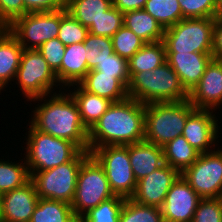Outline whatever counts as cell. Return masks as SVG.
I'll return each instance as SVG.
<instances>
[{
	"instance_id": "1",
	"label": "cell",
	"mask_w": 222,
	"mask_h": 222,
	"mask_svg": "<svg viewBox=\"0 0 222 222\" xmlns=\"http://www.w3.org/2000/svg\"><path fill=\"white\" fill-rule=\"evenodd\" d=\"M145 104L127 98L114 102L88 131L89 152L107 145H128L144 141Z\"/></svg>"
},
{
	"instance_id": "2",
	"label": "cell",
	"mask_w": 222,
	"mask_h": 222,
	"mask_svg": "<svg viewBox=\"0 0 222 222\" xmlns=\"http://www.w3.org/2000/svg\"><path fill=\"white\" fill-rule=\"evenodd\" d=\"M47 97L29 100H44L32 111L30 125L38 131L74 143L81 151L89 152L88 130L81 121L79 108L70 93L55 92L50 99H45Z\"/></svg>"
},
{
	"instance_id": "3",
	"label": "cell",
	"mask_w": 222,
	"mask_h": 222,
	"mask_svg": "<svg viewBox=\"0 0 222 222\" xmlns=\"http://www.w3.org/2000/svg\"><path fill=\"white\" fill-rule=\"evenodd\" d=\"M129 75L128 96L143 104L189 99V93L182 86L179 76L167 62L153 71L129 73Z\"/></svg>"
},
{
	"instance_id": "4",
	"label": "cell",
	"mask_w": 222,
	"mask_h": 222,
	"mask_svg": "<svg viewBox=\"0 0 222 222\" xmlns=\"http://www.w3.org/2000/svg\"><path fill=\"white\" fill-rule=\"evenodd\" d=\"M195 109L189 99L145 104L144 141L159 147L165 146L182 134L187 117Z\"/></svg>"
},
{
	"instance_id": "5",
	"label": "cell",
	"mask_w": 222,
	"mask_h": 222,
	"mask_svg": "<svg viewBox=\"0 0 222 222\" xmlns=\"http://www.w3.org/2000/svg\"><path fill=\"white\" fill-rule=\"evenodd\" d=\"M26 159L29 174L70 162L81 150L72 142L56 138L29 126Z\"/></svg>"
},
{
	"instance_id": "6",
	"label": "cell",
	"mask_w": 222,
	"mask_h": 222,
	"mask_svg": "<svg viewBox=\"0 0 222 222\" xmlns=\"http://www.w3.org/2000/svg\"><path fill=\"white\" fill-rule=\"evenodd\" d=\"M90 155L80 151L70 162L30 175L39 198L72 203L77 183V175L82 162Z\"/></svg>"
},
{
	"instance_id": "7",
	"label": "cell",
	"mask_w": 222,
	"mask_h": 222,
	"mask_svg": "<svg viewBox=\"0 0 222 222\" xmlns=\"http://www.w3.org/2000/svg\"><path fill=\"white\" fill-rule=\"evenodd\" d=\"M217 18H184L165 29L166 53H211Z\"/></svg>"
},
{
	"instance_id": "8",
	"label": "cell",
	"mask_w": 222,
	"mask_h": 222,
	"mask_svg": "<svg viewBox=\"0 0 222 222\" xmlns=\"http://www.w3.org/2000/svg\"><path fill=\"white\" fill-rule=\"evenodd\" d=\"M114 196L104 169L90 154L82 162L77 175L75 196L71 203L74 215L80 219L90 209Z\"/></svg>"
},
{
	"instance_id": "9",
	"label": "cell",
	"mask_w": 222,
	"mask_h": 222,
	"mask_svg": "<svg viewBox=\"0 0 222 222\" xmlns=\"http://www.w3.org/2000/svg\"><path fill=\"white\" fill-rule=\"evenodd\" d=\"M65 7L54 11L28 12L15 19L8 31L23 49H38L44 42L57 38Z\"/></svg>"
},
{
	"instance_id": "10",
	"label": "cell",
	"mask_w": 222,
	"mask_h": 222,
	"mask_svg": "<svg viewBox=\"0 0 222 222\" xmlns=\"http://www.w3.org/2000/svg\"><path fill=\"white\" fill-rule=\"evenodd\" d=\"M90 154L104 169L115 196L130 199L136 189L128 154V145H107L93 149Z\"/></svg>"
},
{
	"instance_id": "11",
	"label": "cell",
	"mask_w": 222,
	"mask_h": 222,
	"mask_svg": "<svg viewBox=\"0 0 222 222\" xmlns=\"http://www.w3.org/2000/svg\"><path fill=\"white\" fill-rule=\"evenodd\" d=\"M15 80L28 101L51 95L53 87H57L56 84L59 83L55 73L37 49H23Z\"/></svg>"
},
{
	"instance_id": "12",
	"label": "cell",
	"mask_w": 222,
	"mask_h": 222,
	"mask_svg": "<svg viewBox=\"0 0 222 222\" xmlns=\"http://www.w3.org/2000/svg\"><path fill=\"white\" fill-rule=\"evenodd\" d=\"M217 149L199 154L181 174L202 199L222 197V148Z\"/></svg>"
},
{
	"instance_id": "13",
	"label": "cell",
	"mask_w": 222,
	"mask_h": 222,
	"mask_svg": "<svg viewBox=\"0 0 222 222\" xmlns=\"http://www.w3.org/2000/svg\"><path fill=\"white\" fill-rule=\"evenodd\" d=\"M202 198L180 175L166 194L161 212L164 222H192L198 202Z\"/></svg>"
},
{
	"instance_id": "14",
	"label": "cell",
	"mask_w": 222,
	"mask_h": 222,
	"mask_svg": "<svg viewBox=\"0 0 222 222\" xmlns=\"http://www.w3.org/2000/svg\"><path fill=\"white\" fill-rule=\"evenodd\" d=\"M180 175L176 169L164 164L137 181L135 192L130 199L140 204L161 208L166 194Z\"/></svg>"
},
{
	"instance_id": "15",
	"label": "cell",
	"mask_w": 222,
	"mask_h": 222,
	"mask_svg": "<svg viewBox=\"0 0 222 222\" xmlns=\"http://www.w3.org/2000/svg\"><path fill=\"white\" fill-rule=\"evenodd\" d=\"M213 110L195 109L186 120L182 136L200 154L212 151L216 140L220 137L218 119ZM213 145V146H212Z\"/></svg>"
},
{
	"instance_id": "16",
	"label": "cell",
	"mask_w": 222,
	"mask_h": 222,
	"mask_svg": "<svg viewBox=\"0 0 222 222\" xmlns=\"http://www.w3.org/2000/svg\"><path fill=\"white\" fill-rule=\"evenodd\" d=\"M39 201L31 180L0 196V222H30Z\"/></svg>"
},
{
	"instance_id": "17",
	"label": "cell",
	"mask_w": 222,
	"mask_h": 222,
	"mask_svg": "<svg viewBox=\"0 0 222 222\" xmlns=\"http://www.w3.org/2000/svg\"><path fill=\"white\" fill-rule=\"evenodd\" d=\"M189 101L196 109L221 108L219 106L222 104V61H210L199 83L189 93Z\"/></svg>"
},
{
	"instance_id": "18",
	"label": "cell",
	"mask_w": 222,
	"mask_h": 222,
	"mask_svg": "<svg viewBox=\"0 0 222 222\" xmlns=\"http://www.w3.org/2000/svg\"><path fill=\"white\" fill-rule=\"evenodd\" d=\"M212 59V53H166V62L179 76L188 93L199 83Z\"/></svg>"
},
{
	"instance_id": "19",
	"label": "cell",
	"mask_w": 222,
	"mask_h": 222,
	"mask_svg": "<svg viewBox=\"0 0 222 222\" xmlns=\"http://www.w3.org/2000/svg\"><path fill=\"white\" fill-rule=\"evenodd\" d=\"M128 154L137 181L165 164L163 148L146 141L128 144Z\"/></svg>"
},
{
	"instance_id": "20",
	"label": "cell",
	"mask_w": 222,
	"mask_h": 222,
	"mask_svg": "<svg viewBox=\"0 0 222 222\" xmlns=\"http://www.w3.org/2000/svg\"><path fill=\"white\" fill-rule=\"evenodd\" d=\"M86 50L84 42L66 46L61 68L55 73L60 85L65 86L78 84L88 73Z\"/></svg>"
},
{
	"instance_id": "21",
	"label": "cell",
	"mask_w": 222,
	"mask_h": 222,
	"mask_svg": "<svg viewBox=\"0 0 222 222\" xmlns=\"http://www.w3.org/2000/svg\"><path fill=\"white\" fill-rule=\"evenodd\" d=\"M85 91L114 102L127 99V88L113 75H100L98 71H89L78 83Z\"/></svg>"
},
{
	"instance_id": "22",
	"label": "cell",
	"mask_w": 222,
	"mask_h": 222,
	"mask_svg": "<svg viewBox=\"0 0 222 222\" xmlns=\"http://www.w3.org/2000/svg\"><path fill=\"white\" fill-rule=\"evenodd\" d=\"M22 52L23 47L6 29L0 35V91L15 80Z\"/></svg>"
},
{
	"instance_id": "23",
	"label": "cell",
	"mask_w": 222,
	"mask_h": 222,
	"mask_svg": "<svg viewBox=\"0 0 222 222\" xmlns=\"http://www.w3.org/2000/svg\"><path fill=\"white\" fill-rule=\"evenodd\" d=\"M70 86L77 87L76 90L74 89V92H70V95L76 101L81 121L89 131L113 102L85 91L79 84Z\"/></svg>"
},
{
	"instance_id": "24",
	"label": "cell",
	"mask_w": 222,
	"mask_h": 222,
	"mask_svg": "<svg viewBox=\"0 0 222 222\" xmlns=\"http://www.w3.org/2000/svg\"><path fill=\"white\" fill-rule=\"evenodd\" d=\"M123 25L133 31L146 43L163 41L164 29L144 9H138L123 13Z\"/></svg>"
},
{
	"instance_id": "25",
	"label": "cell",
	"mask_w": 222,
	"mask_h": 222,
	"mask_svg": "<svg viewBox=\"0 0 222 222\" xmlns=\"http://www.w3.org/2000/svg\"><path fill=\"white\" fill-rule=\"evenodd\" d=\"M162 148L165 164L176 169L180 174L193 165L200 154L182 135L174 138Z\"/></svg>"
},
{
	"instance_id": "26",
	"label": "cell",
	"mask_w": 222,
	"mask_h": 222,
	"mask_svg": "<svg viewBox=\"0 0 222 222\" xmlns=\"http://www.w3.org/2000/svg\"><path fill=\"white\" fill-rule=\"evenodd\" d=\"M166 62V48L163 41L146 43L128 60V72L153 71Z\"/></svg>"
},
{
	"instance_id": "27",
	"label": "cell",
	"mask_w": 222,
	"mask_h": 222,
	"mask_svg": "<svg viewBox=\"0 0 222 222\" xmlns=\"http://www.w3.org/2000/svg\"><path fill=\"white\" fill-rule=\"evenodd\" d=\"M30 222H79L74 215L71 204L39 198Z\"/></svg>"
},
{
	"instance_id": "28",
	"label": "cell",
	"mask_w": 222,
	"mask_h": 222,
	"mask_svg": "<svg viewBox=\"0 0 222 222\" xmlns=\"http://www.w3.org/2000/svg\"><path fill=\"white\" fill-rule=\"evenodd\" d=\"M112 5V0H65L67 12L87 28Z\"/></svg>"
},
{
	"instance_id": "29",
	"label": "cell",
	"mask_w": 222,
	"mask_h": 222,
	"mask_svg": "<svg viewBox=\"0 0 222 222\" xmlns=\"http://www.w3.org/2000/svg\"><path fill=\"white\" fill-rule=\"evenodd\" d=\"M144 10L155 18L164 30L182 19L178 0H147Z\"/></svg>"
},
{
	"instance_id": "30",
	"label": "cell",
	"mask_w": 222,
	"mask_h": 222,
	"mask_svg": "<svg viewBox=\"0 0 222 222\" xmlns=\"http://www.w3.org/2000/svg\"><path fill=\"white\" fill-rule=\"evenodd\" d=\"M23 162L22 159L18 163L0 160V196L23 186L30 180L27 164Z\"/></svg>"
},
{
	"instance_id": "31",
	"label": "cell",
	"mask_w": 222,
	"mask_h": 222,
	"mask_svg": "<svg viewBox=\"0 0 222 222\" xmlns=\"http://www.w3.org/2000/svg\"><path fill=\"white\" fill-rule=\"evenodd\" d=\"M119 222H164L160 208L125 199Z\"/></svg>"
},
{
	"instance_id": "32",
	"label": "cell",
	"mask_w": 222,
	"mask_h": 222,
	"mask_svg": "<svg viewBox=\"0 0 222 222\" xmlns=\"http://www.w3.org/2000/svg\"><path fill=\"white\" fill-rule=\"evenodd\" d=\"M88 71L92 70L114 53L111 37H103L88 33L84 40Z\"/></svg>"
},
{
	"instance_id": "33",
	"label": "cell",
	"mask_w": 222,
	"mask_h": 222,
	"mask_svg": "<svg viewBox=\"0 0 222 222\" xmlns=\"http://www.w3.org/2000/svg\"><path fill=\"white\" fill-rule=\"evenodd\" d=\"M124 201V198L114 196L101 202L98 206L86 212L79 219V222H119Z\"/></svg>"
},
{
	"instance_id": "34",
	"label": "cell",
	"mask_w": 222,
	"mask_h": 222,
	"mask_svg": "<svg viewBox=\"0 0 222 222\" xmlns=\"http://www.w3.org/2000/svg\"><path fill=\"white\" fill-rule=\"evenodd\" d=\"M113 51L129 60L146 42L124 25L111 37Z\"/></svg>"
},
{
	"instance_id": "35",
	"label": "cell",
	"mask_w": 222,
	"mask_h": 222,
	"mask_svg": "<svg viewBox=\"0 0 222 222\" xmlns=\"http://www.w3.org/2000/svg\"><path fill=\"white\" fill-rule=\"evenodd\" d=\"M123 26V13L113 5L88 28L93 35L112 37Z\"/></svg>"
},
{
	"instance_id": "36",
	"label": "cell",
	"mask_w": 222,
	"mask_h": 222,
	"mask_svg": "<svg viewBox=\"0 0 222 222\" xmlns=\"http://www.w3.org/2000/svg\"><path fill=\"white\" fill-rule=\"evenodd\" d=\"M89 30L68 12L60 20V28L57 38L65 45L84 42Z\"/></svg>"
},
{
	"instance_id": "37",
	"label": "cell",
	"mask_w": 222,
	"mask_h": 222,
	"mask_svg": "<svg viewBox=\"0 0 222 222\" xmlns=\"http://www.w3.org/2000/svg\"><path fill=\"white\" fill-rule=\"evenodd\" d=\"M90 71H98L100 75H113V77L118 79L126 88L130 82L128 60L115 52L101 63H98Z\"/></svg>"
},
{
	"instance_id": "38",
	"label": "cell",
	"mask_w": 222,
	"mask_h": 222,
	"mask_svg": "<svg viewBox=\"0 0 222 222\" xmlns=\"http://www.w3.org/2000/svg\"><path fill=\"white\" fill-rule=\"evenodd\" d=\"M184 18H217L215 0H178Z\"/></svg>"
},
{
	"instance_id": "39",
	"label": "cell",
	"mask_w": 222,
	"mask_h": 222,
	"mask_svg": "<svg viewBox=\"0 0 222 222\" xmlns=\"http://www.w3.org/2000/svg\"><path fill=\"white\" fill-rule=\"evenodd\" d=\"M192 222H222V197L201 199Z\"/></svg>"
},
{
	"instance_id": "40",
	"label": "cell",
	"mask_w": 222,
	"mask_h": 222,
	"mask_svg": "<svg viewBox=\"0 0 222 222\" xmlns=\"http://www.w3.org/2000/svg\"><path fill=\"white\" fill-rule=\"evenodd\" d=\"M66 46L58 39H50L44 42L37 50L42 54L54 73L61 68Z\"/></svg>"
},
{
	"instance_id": "41",
	"label": "cell",
	"mask_w": 222,
	"mask_h": 222,
	"mask_svg": "<svg viewBox=\"0 0 222 222\" xmlns=\"http://www.w3.org/2000/svg\"><path fill=\"white\" fill-rule=\"evenodd\" d=\"M24 0H0V20L8 27L15 19L25 15Z\"/></svg>"
},
{
	"instance_id": "42",
	"label": "cell",
	"mask_w": 222,
	"mask_h": 222,
	"mask_svg": "<svg viewBox=\"0 0 222 222\" xmlns=\"http://www.w3.org/2000/svg\"><path fill=\"white\" fill-rule=\"evenodd\" d=\"M28 12L54 11L65 7V0H24Z\"/></svg>"
},
{
	"instance_id": "43",
	"label": "cell",
	"mask_w": 222,
	"mask_h": 222,
	"mask_svg": "<svg viewBox=\"0 0 222 222\" xmlns=\"http://www.w3.org/2000/svg\"><path fill=\"white\" fill-rule=\"evenodd\" d=\"M212 57L222 61V17H218L213 27Z\"/></svg>"
},
{
	"instance_id": "44",
	"label": "cell",
	"mask_w": 222,
	"mask_h": 222,
	"mask_svg": "<svg viewBox=\"0 0 222 222\" xmlns=\"http://www.w3.org/2000/svg\"><path fill=\"white\" fill-rule=\"evenodd\" d=\"M147 0H112L113 6L120 12L144 9Z\"/></svg>"
},
{
	"instance_id": "45",
	"label": "cell",
	"mask_w": 222,
	"mask_h": 222,
	"mask_svg": "<svg viewBox=\"0 0 222 222\" xmlns=\"http://www.w3.org/2000/svg\"><path fill=\"white\" fill-rule=\"evenodd\" d=\"M217 7V18L222 17V0H215Z\"/></svg>"
},
{
	"instance_id": "46",
	"label": "cell",
	"mask_w": 222,
	"mask_h": 222,
	"mask_svg": "<svg viewBox=\"0 0 222 222\" xmlns=\"http://www.w3.org/2000/svg\"><path fill=\"white\" fill-rule=\"evenodd\" d=\"M7 29V26L0 20V35Z\"/></svg>"
}]
</instances>
